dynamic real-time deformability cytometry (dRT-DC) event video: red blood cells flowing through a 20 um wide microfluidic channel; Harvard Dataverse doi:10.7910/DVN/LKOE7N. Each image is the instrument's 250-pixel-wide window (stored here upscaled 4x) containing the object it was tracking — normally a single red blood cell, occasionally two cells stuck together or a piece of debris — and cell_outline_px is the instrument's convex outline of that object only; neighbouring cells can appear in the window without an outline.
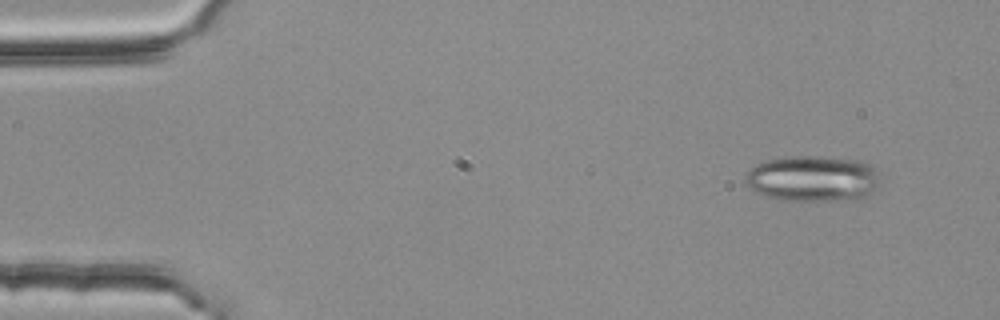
{"species": "common noctule bat (a hibernating species)", "species_latin": "Nyctalus noctula", "temperature_condition": "room temperature", "stored_images_in_passage": 3, "camera_frame_rate_fps": 3000, "um_per_image_px": 0.085, "animal": {"sex": "female", "body_mass_g": 25.1}, "frame": {"image": 1, "passage_image": 1, "time_ms": 0.0, "image_size_px": [1000, 320], "cell_outline_px": [[880, 176], [872, 192], [864, 200], [780, 200], [768, 196], [752, 188], [744, 180], [744, 176], [756, 164], [768, 160], [784, 156], [824, 156], [860, 160], [872, 164]], "centroid_in_image_um": [69.15, 15.17], "position_along_channel_um": 15.9, "area_um2": 36.24}}